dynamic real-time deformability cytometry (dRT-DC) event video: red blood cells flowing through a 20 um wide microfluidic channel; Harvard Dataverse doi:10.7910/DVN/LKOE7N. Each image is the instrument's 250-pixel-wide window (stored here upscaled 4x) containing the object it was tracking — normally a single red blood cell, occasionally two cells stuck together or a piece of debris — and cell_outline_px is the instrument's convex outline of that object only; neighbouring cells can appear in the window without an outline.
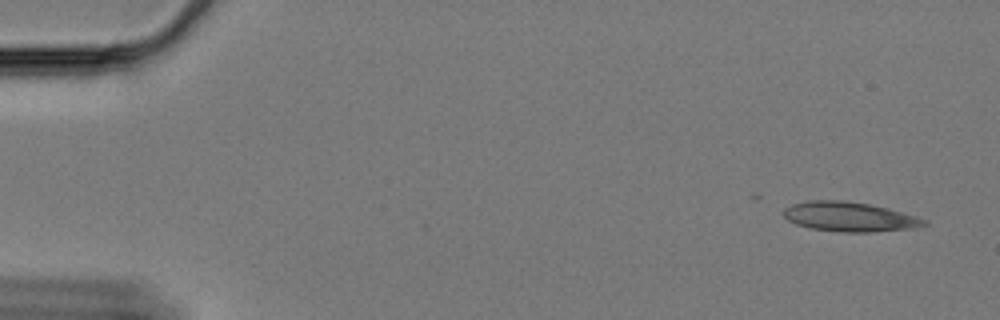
{"species": "Egyptian fruit bat (a non-hibernating species)", "species_latin": "Rousettus aegyptiacus", "temperature_condition": "cold", "stored_images_in_passage": 48, "camera_frame_rate_fps": 3000, "um_per_image_px": 0.085, "animal": {"sex": "female"}, "frame": {"image": 1, "passage_image": 3, "time_ms": 0.667, "image_size_px": [1000, 320], "cell_outline_px": [[928, 224], [916, 228], [872, 232], [840, 232], [808, 228], [796, 224], [788, 220], [784, 216], [784, 208], [792, 204], [812, 200], [840, 200], [868, 204], [888, 208], [916, 216], [928, 220]], "centroid_in_image_um": [72.23, 18.43], "position_along_channel_um": 12.8, "area_um2": 24.28}}
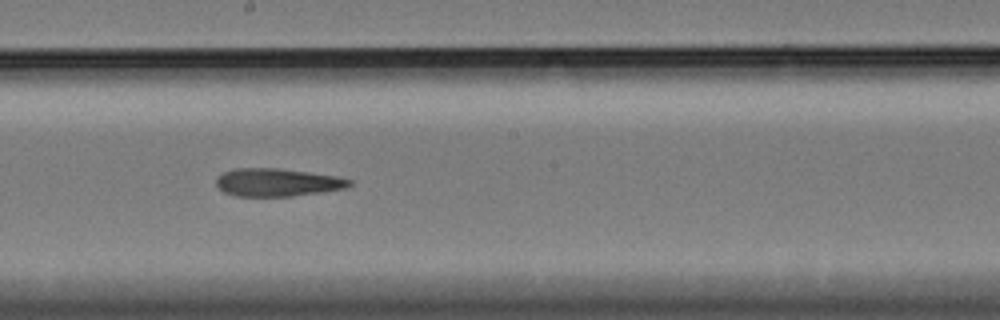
{"frame": {"image": 2, "passage_image": 33, "time_ms": 10.667, "image_size_px": [1000, 320], "cell_outline_px": [[352, 184], [344, 188], [324, 192], [292, 196], [236, 196], [224, 192], [216, 184], [216, 176], [224, 172], [236, 168], [276, 168], [308, 172], [336, 176], [352, 180]], "centroid_in_image_um": [23.56, 15.5], "position_along_channel_um": 224.6, "area_um2": 21.62}}
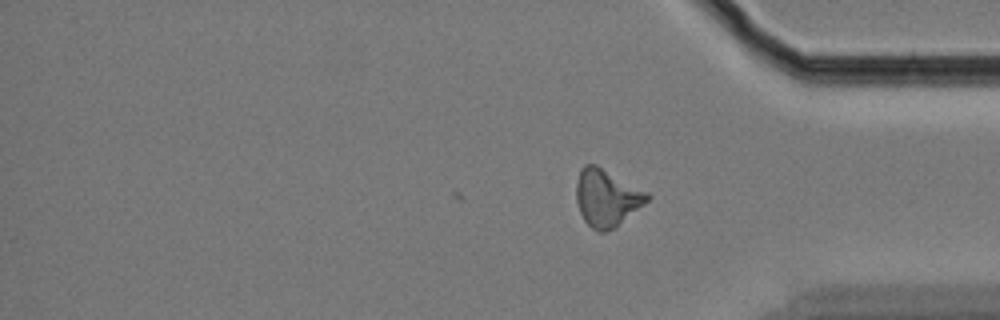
{"frame": {"image": 3, "passage_image": 48, "time_ms": 15.667, "image_size_px": [1000, 320], "cell_outline_px": [[652, 196], [644, 204], [616, 228], [604, 232], [596, 232], [584, 220], [580, 212], [576, 200], [576, 184], [580, 168], [584, 164], [596, 164], [648, 192]], "centroid_in_image_um": [51.57, 16.82], "position_along_channel_um": 383.6, "area_um2": 23.81}, "authors_computed_cell_mechanics": {"area_um2": 22.3975, "velocity_mm_per_s": 3.3486, "shape_relaxation_time_tau1_ms": null, "shape_relaxation_time_tau2_ms": 3.4213, "deformation_change_tau1": null, "deformation_change_tau2": 0.1397}}